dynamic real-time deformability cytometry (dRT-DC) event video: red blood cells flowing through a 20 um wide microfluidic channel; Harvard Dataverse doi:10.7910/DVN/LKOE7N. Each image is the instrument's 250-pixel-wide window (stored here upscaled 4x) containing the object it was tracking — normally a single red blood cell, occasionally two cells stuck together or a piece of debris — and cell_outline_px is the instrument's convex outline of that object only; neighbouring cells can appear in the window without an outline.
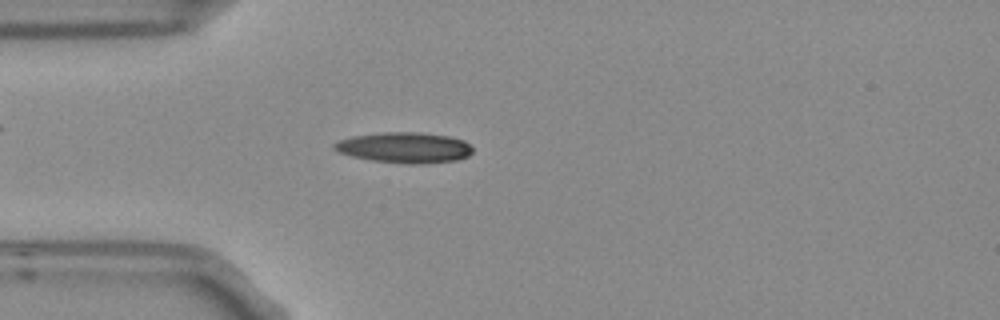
{"species": "Egyptian fruit bat (a non-hibernating species)", "species_latin": "Rousettus aegyptiacus", "temperature_condition": "room temperature", "stored_images_in_passage": 3, "camera_frame_rate_fps": 3000, "um_per_image_px": 0.085, "frame": {"image": 1, "passage_image": 3, "time_ms": 0.667, "image_size_px": [1000, 320], "cell_outline_px": [[472, 152], [468, 156], [456, 160], [424, 164], [408, 164], [372, 160], [352, 156], [340, 152], [332, 148], [332, 144], [340, 140], [352, 136], [384, 132], [416, 132], [448, 136], [464, 140], [472, 148]], "centroid_in_image_um": [34.38, 12.55], "position_along_channel_um": 50.6, "area_um2": 24.62}}